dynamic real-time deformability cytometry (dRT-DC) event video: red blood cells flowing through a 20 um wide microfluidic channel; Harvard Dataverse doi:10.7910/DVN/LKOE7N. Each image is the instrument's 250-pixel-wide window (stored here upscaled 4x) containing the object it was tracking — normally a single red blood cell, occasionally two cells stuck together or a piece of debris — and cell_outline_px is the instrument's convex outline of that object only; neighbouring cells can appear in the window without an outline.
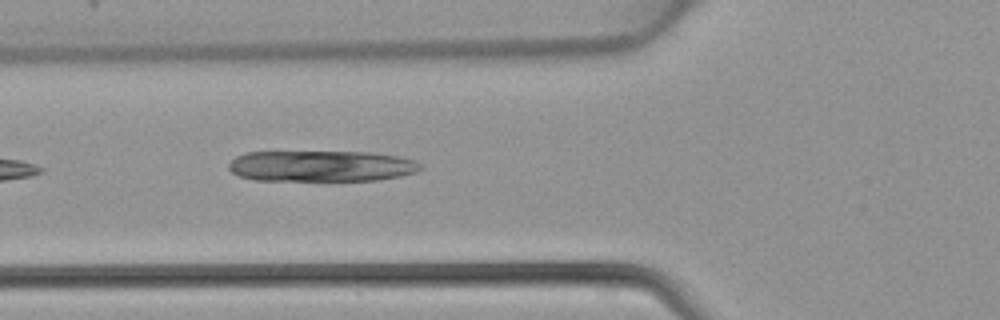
{"species": "common noctule bat (a hibernating species)", "species_latin": "Nyctalus noctula", "temperature_condition": "warm", "stored_images_in_passage": 5, "camera_frame_rate_fps": 3000, "um_per_image_px": 0.085, "animal": {"sex": "female", "body_mass_g": 22.7, "forearm_length_mm": 54.2}, "frame": {"image": 1, "passage_image": 5, "time_ms": 1.333, "image_size_px": [1000, 320], "cell_outline_px": [[424, 168], [416, 172], [400, 176], [376, 180], [252, 180], [240, 176], [232, 172], [228, 168], [228, 164], [236, 156], [244, 152], [368, 152], [400, 156], [412, 160], [420, 164]], "centroid_in_image_um": [27.29, 14.11], "position_along_channel_um": 98.5, "area_um2": 34.68}}